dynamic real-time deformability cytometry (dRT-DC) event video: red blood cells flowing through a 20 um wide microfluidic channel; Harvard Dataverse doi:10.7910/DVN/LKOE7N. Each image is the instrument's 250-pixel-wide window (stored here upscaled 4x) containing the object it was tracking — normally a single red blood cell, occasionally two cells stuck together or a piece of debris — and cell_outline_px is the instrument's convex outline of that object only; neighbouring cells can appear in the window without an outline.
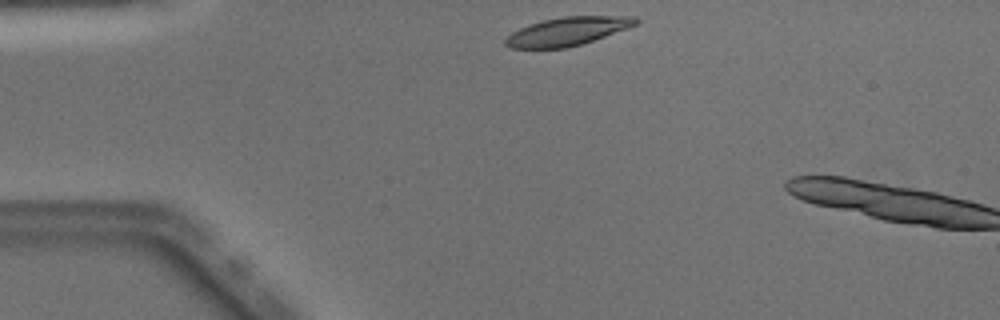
{"species": "Egyptian fruit bat (a non-hibernating species)", "species_latin": "Rousettus aegyptiacus", "temperature_condition": "warm", "stored_images_in_passage": 3, "camera_frame_rate_fps": 3000, "um_per_image_px": 0.085, "animal": {"sex": "male"}, "frame": {"image": 1, "passage_image": 1, "time_ms": 0.0, "image_size_px": [1000, 320], "cell_outline_px": [[640, 20], [636, 24], [628, 28], [568, 48], [508, 48], [504, 44], [504, 40], [512, 32], [520, 28], [544, 20], [564, 16], [636, 16]], "centroid_in_image_um": [48.23, 2.66], "position_along_channel_um": 36.8, "area_um2": 21.33}}